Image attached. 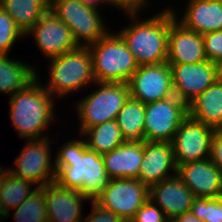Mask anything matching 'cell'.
Segmentation results:
<instances>
[{
	"mask_svg": "<svg viewBox=\"0 0 222 222\" xmlns=\"http://www.w3.org/2000/svg\"><path fill=\"white\" fill-rule=\"evenodd\" d=\"M130 222H170L159 206L150 199L135 213Z\"/></svg>",
	"mask_w": 222,
	"mask_h": 222,
	"instance_id": "cell-32",
	"label": "cell"
},
{
	"mask_svg": "<svg viewBox=\"0 0 222 222\" xmlns=\"http://www.w3.org/2000/svg\"><path fill=\"white\" fill-rule=\"evenodd\" d=\"M177 175V165L171 142L144 141V155L138 179L148 187Z\"/></svg>",
	"mask_w": 222,
	"mask_h": 222,
	"instance_id": "cell-17",
	"label": "cell"
},
{
	"mask_svg": "<svg viewBox=\"0 0 222 222\" xmlns=\"http://www.w3.org/2000/svg\"><path fill=\"white\" fill-rule=\"evenodd\" d=\"M209 159L222 173V131L221 130H215V133L212 138L211 152Z\"/></svg>",
	"mask_w": 222,
	"mask_h": 222,
	"instance_id": "cell-35",
	"label": "cell"
},
{
	"mask_svg": "<svg viewBox=\"0 0 222 222\" xmlns=\"http://www.w3.org/2000/svg\"><path fill=\"white\" fill-rule=\"evenodd\" d=\"M207 60L222 65V30L202 35Z\"/></svg>",
	"mask_w": 222,
	"mask_h": 222,
	"instance_id": "cell-31",
	"label": "cell"
},
{
	"mask_svg": "<svg viewBox=\"0 0 222 222\" xmlns=\"http://www.w3.org/2000/svg\"><path fill=\"white\" fill-rule=\"evenodd\" d=\"M177 176L191 190L194 197L222 196V173L210 159L177 165Z\"/></svg>",
	"mask_w": 222,
	"mask_h": 222,
	"instance_id": "cell-15",
	"label": "cell"
},
{
	"mask_svg": "<svg viewBox=\"0 0 222 222\" xmlns=\"http://www.w3.org/2000/svg\"><path fill=\"white\" fill-rule=\"evenodd\" d=\"M111 32L88 45L95 82L127 83L138 64L122 37Z\"/></svg>",
	"mask_w": 222,
	"mask_h": 222,
	"instance_id": "cell-5",
	"label": "cell"
},
{
	"mask_svg": "<svg viewBox=\"0 0 222 222\" xmlns=\"http://www.w3.org/2000/svg\"><path fill=\"white\" fill-rule=\"evenodd\" d=\"M144 155V141H125L109 153L102 155L110 179H136Z\"/></svg>",
	"mask_w": 222,
	"mask_h": 222,
	"instance_id": "cell-21",
	"label": "cell"
},
{
	"mask_svg": "<svg viewBox=\"0 0 222 222\" xmlns=\"http://www.w3.org/2000/svg\"><path fill=\"white\" fill-rule=\"evenodd\" d=\"M190 211L203 222H222V196L217 198L195 197Z\"/></svg>",
	"mask_w": 222,
	"mask_h": 222,
	"instance_id": "cell-29",
	"label": "cell"
},
{
	"mask_svg": "<svg viewBox=\"0 0 222 222\" xmlns=\"http://www.w3.org/2000/svg\"><path fill=\"white\" fill-rule=\"evenodd\" d=\"M58 149L54 157L55 182L94 201L110 180L102 155L87 148L85 137L65 141Z\"/></svg>",
	"mask_w": 222,
	"mask_h": 222,
	"instance_id": "cell-1",
	"label": "cell"
},
{
	"mask_svg": "<svg viewBox=\"0 0 222 222\" xmlns=\"http://www.w3.org/2000/svg\"><path fill=\"white\" fill-rule=\"evenodd\" d=\"M48 222H82L85 197L80 191L67 189L52 182L44 186Z\"/></svg>",
	"mask_w": 222,
	"mask_h": 222,
	"instance_id": "cell-16",
	"label": "cell"
},
{
	"mask_svg": "<svg viewBox=\"0 0 222 222\" xmlns=\"http://www.w3.org/2000/svg\"><path fill=\"white\" fill-rule=\"evenodd\" d=\"M92 210L83 218L82 222H126L123 218L110 211L102 209L94 201H91Z\"/></svg>",
	"mask_w": 222,
	"mask_h": 222,
	"instance_id": "cell-33",
	"label": "cell"
},
{
	"mask_svg": "<svg viewBox=\"0 0 222 222\" xmlns=\"http://www.w3.org/2000/svg\"><path fill=\"white\" fill-rule=\"evenodd\" d=\"M206 60L202 35L186 29L175 19L169 27L168 64L197 63Z\"/></svg>",
	"mask_w": 222,
	"mask_h": 222,
	"instance_id": "cell-19",
	"label": "cell"
},
{
	"mask_svg": "<svg viewBox=\"0 0 222 222\" xmlns=\"http://www.w3.org/2000/svg\"><path fill=\"white\" fill-rule=\"evenodd\" d=\"M79 1L81 3H83L84 5L93 7V8L98 9V10L102 6L104 7V6L110 5L108 0H79Z\"/></svg>",
	"mask_w": 222,
	"mask_h": 222,
	"instance_id": "cell-37",
	"label": "cell"
},
{
	"mask_svg": "<svg viewBox=\"0 0 222 222\" xmlns=\"http://www.w3.org/2000/svg\"><path fill=\"white\" fill-rule=\"evenodd\" d=\"M171 222H203L196 217L191 211L185 212L184 214L177 216Z\"/></svg>",
	"mask_w": 222,
	"mask_h": 222,
	"instance_id": "cell-36",
	"label": "cell"
},
{
	"mask_svg": "<svg viewBox=\"0 0 222 222\" xmlns=\"http://www.w3.org/2000/svg\"><path fill=\"white\" fill-rule=\"evenodd\" d=\"M93 86H97L96 90L78 100L75 105L80 121L77 129L79 135L90 127L116 120L120 109L130 97L128 83L95 82Z\"/></svg>",
	"mask_w": 222,
	"mask_h": 222,
	"instance_id": "cell-6",
	"label": "cell"
},
{
	"mask_svg": "<svg viewBox=\"0 0 222 222\" xmlns=\"http://www.w3.org/2000/svg\"><path fill=\"white\" fill-rule=\"evenodd\" d=\"M51 139L25 140L24 148L15 158L9 172L14 176L28 180L37 187H44L55 182V159H52ZM53 163V164H52Z\"/></svg>",
	"mask_w": 222,
	"mask_h": 222,
	"instance_id": "cell-8",
	"label": "cell"
},
{
	"mask_svg": "<svg viewBox=\"0 0 222 222\" xmlns=\"http://www.w3.org/2000/svg\"><path fill=\"white\" fill-rule=\"evenodd\" d=\"M15 222H48L44 187L37 188L17 208L13 209Z\"/></svg>",
	"mask_w": 222,
	"mask_h": 222,
	"instance_id": "cell-28",
	"label": "cell"
},
{
	"mask_svg": "<svg viewBox=\"0 0 222 222\" xmlns=\"http://www.w3.org/2000/svg\"><path fill=\"white\" fill-rule=\"evenodd\" d=\"M220 75H221V78H222V65H220Z\"/></svg>",
	"mask_w": 222,
	"mask_h": 222,
	"instance_id": "cell-39",
	"label": "cell"
},
{
	"mask_svg": "<svg viewBox=\"0 0 222 222\" xmlns=\"http://www.w3.org/2000/svg\"><path fill=\"white\" fill-rule=\"evenodd\" d=\"M149 200V187L138 179H110L94 200L102 209L117 214L126 222Z\"/></svg>",
	"mask_w": 222,
	"mask_h": 222,
	"instance_id": "cell-9",
	"label": "cell"
},
{
	"mask_svg": "<svg viewBox=\"0 0 222 222\" xmlns=\"http://www.w3.org/2000/svg\"><path fill=\"white\" fill-rule=\"evenodd\" d=\"M78 136L86 137L87 148L101 155L111 152L126 141L116 120L90 127Z\"/></svg>",
	"mask_w": 222,
	"mask_h": 222,
	"instance_id": "cell-26",
	"label": "cell"
},
{
	"mask_svg": "<svg viewBox=\"0 0 222 222\" xmlns=\"http://www.w3.org/2000/svg\"><path fill=\"white\" fill-rule=\"evenodd\" d=\"M174 94L187 106L220 75V65L206 60L197 63L169 64Z\"/></svg>",
	"mask_w": 222,
	"mask_h": 222,
	"instance_id": "cell-12",
	"label": "cell"
},
{
	"mask_svg": "<svg viewBox=\"0 0 222 222\" xmlns=\"http://www.w3.org/2000/svg\"><path fill=\"white\" fill-rule=\"evenodd\" d=\"M144 118L145 104L129 97L116 117L126 141H144Z\"/></svg>",
	"mask_w": 222,
	"mask_h": 222,
	"instance_id": "cell-27",
	"label": "cell"
},
{
	"mask_svg": "<svg viewBox=\"0 0 222 222\" xmlns=\"http://www.w3.org/2000/svg\"><path fill=\"white\" fill-rule=\"evenodd\" d=\"M48 69L49 82L43 86L55 99L62 97L63 100L73 92L83 91L85 87L95 83L92 56L88 46L81 45L49 59Z\"/></svg>",
	"mask_w": 222,
	"mask_h": 222,
	"instance_id": "cell-4",
	"label": "cell"
},
{
	"mask_svg": "<svg viewBox=\"0 0 222 222\" xmlns=\"http://www.w3.org/2000/svg\"><path fill=\"white\" fill-rule=\"evenodd\" d=\"M194 198L191 190L177 175L149 187V199L160 207L170 222L190 211Z\"/></svg>",
	"mask_w": 222,
	"mask_h": 222,
	"instance_id": "cell-18",
	"label": "cell"
},
{
	"mask_svg": "<svg viewBox=\"0 0 222 222\" xmlns=\"http://www.w3.org/2000/svg\"><path fill=\"white\" fill-rule=\"evenodd\" d=\"M40 74L26 88L9 97V119L21 140H38L49 137L45 131L55 117V98L39 81ZM47 134V136H46Z\"/></svg>",
	"mask_w": 222,
	"mask_h": 222,
	"instance_id": "cell-3",
	"label": "cell"
},
{
	"mask_svg": "<svg viewBox=\"0 0 222 222\" xmlns=\"http://www.w3.org/2000/svg\"><path fill=\"white\" fill-rule=\"evenodd\" d=\"M130 24L118 34L127 44L138 66L161 64L167 61L170 24L176 19L173 9L166 6L152 17L139 20L140 13H127Z\"/></svg>",
	"mask_w": 222,
	"mask_h": 222,
	"instance_id": "cell-2",
	"label": "cell"
},
{
	"mask_svg": "<svg viewBox=\"0 0 222 222\" xmlns=\"http://www.w3.org/2000/svg\"><path fill=\"white\" fill-rule=\"evenodd\" d=\"M49 11L70 28L79 46L97 42L111 31L107 29L100 10L79 0H49Z\"/></svg>",
	"mask_w": 222,
	"mask_h": 222,
	"instance_id": "cell-7",
	"label": "cell"
},
{
	"mask_svg": "<svg viewBox=\"0 0 222 222\" xmlns=\"http://www.w3.org/2000/svg\"><path fill=\"white\" fill-rule=\"evenodd\" d=\"M111 7L123 13H140L151 7V0H108ZM148 7V8H147ZM146 8V9H145ZM144 9V10H143Z\"/></svg>",
	"mask_w": 222,
	"mask_h": 222,
	"instance_id": "cell-34",
	"label": "cell"
},
{
	"mask_svg": "<svg viewBox=\"0 0 222 222\" xmlns=\"http://www.w3.org/2000/svg\"><path fill=\"white\" fill-rule=\"evenodd\" d=\"M130 97L147 104L175 96L168 62L138 66L129 81Z\"/></svg>",
	"mask_w": 222,
	"mask_h": 222,
	"instance_id": "cell-13",
	"label": "cell"
},
{
	"mask_svg": "<svg viewBox=\"0 0 222 222\" xmlns=\"http://www.w3.org/2000/svg\"><path fill=\"white\" fill-rule=\"evenodd\" d=\"M182 16L174 9L176 20L186 29L200 35L222 30V0H188Z\"/></svg>",
	"mask_w": 222,
	"mask_h": 222,
	"instance_id": "cell-20",
	"label": "cell"
},
{
	"mask_svg": "<svg viewBox=\"0 0 222 222\" xmlns=\"http://www.w3.org/2000/svg\"><path fill=\"white\" fill-rule=\"evenodd\" d=\"M0 6L25 35L49 10V0H0Z\"/></svg>",
	"mask_w": 222,
	"mask_h": 222,
	"instance_id": "cell-24",
	"label": "cell"
},
{
	"mask_svg": "<svg viewBox=\"0 0 222 222\" xmlns=\"http://www.w3.org/2000/svg\"><path fill=\"white\" fill-rule=\"evenodd\" d=\"M26 37H33L46 59L58 57L79 46L70 28L49 10L25 34Z\"/></svg>",
	"mask_w": 222,
	"mask_h": 222,
	"instance_id": "cell-14",
	"label": "cell"
},
{
	"mask_svg": "<svg viewBox=\"0 0 222 222\" xmlns=\"http://www.w3.org/2000/svg\"><path fill=\"white\" fill-rule=\"evenodd\" d=\"M8 172H9V167L4 168V166H0V191H1V186L4 181V178L6 177Z\"/></svg>",
	"mask_w": 222,
	"mask_h": 222,
	"instance_id": "cell-38",
	"label": "cell"
},
{
	"mask_svg": "<svg viewBox=\"0 0 222 222\" xmlns=\"http://www.w3.org/2000/svg\"><path fill=\"white\" fill-rule=\"evenodd\" d=\"M8 56L0 55V93L11 97L37 78V70L24 61Z\"/></svg>",
	"mask_w": 222,
	"mask_h": 222,
	"instance_id": "cell-23",
	"label": "cell"
},
{
	"mask_svg": "<svg viewBox=\"0 0 222 222\" xmlns=\"http://www.w3.org/2000/svg\"><path fill=\"white\" fill-rule=\"evenodd\" d=\"M215 130L188 115L171 141L176 165L209 159Z\"/></svg>",
	"mask_w": 222,
	"mask_h": 222,
	"instance_id": "cell-11",
	"label": "cell"
},
{
	"mask_svg": "<svg viewBox=\"0 0 222 222\" xmlns=\"http://www.w3.org/2000/svg\"><path fill=\"white\" fill-rule=\"evenodd\" d=\"M188 106L176 95L145 104L144 141L171 142Z\"/></svg>",
	"mask_w": 222,
	"mask_h": 222,
	"instance_id": "cell-10",
	"label": "cell"
},
{
	"mask_svg": "<svg viewBox=\"0 0 222 222\" xmlns=\"http://www.w3.org/2000/svg\"><path fill=\"white\" fill-rule=\"evenodd\" d=\"M188 115L216 130L221 129L222 78H219L188 105Z\"/></svg>",
	"mask_w": 222,
	"mask_h": 222,
	"instance_id": "cell-22",
	"label": "cell"
},
{
	"mask_svg": "<svg viewBox=\"0 0 222 222\" xmlns=\"http://www.w3.org/2000/svg\"><path fill=\"white\" fill-rule=\"evenodd\" d=\"M25 38L13 18L0 6V55H9L15 42ZM14 45V46H13Z\"/></svg>",
	"mask_w": 222,
	"mask_h": 222,
	"instance_id": "cell-30",
	"label": "cell"
},
{
	"mask_svg": "<svg viewBox=\"0 0 222 222\" xmlns=\"http://www.w3.org/2000/svg\"><path fill=\"white\" fill-rule=\"evenodd\" d=\"M37 188L39 187L35 186L34 183L8 172L0 191V222L8 219L11 216L10 211L17 208Z\"/></svg>",
	"mask_w": 222,
	"mask_h": 222,
	"instance_id": "cell-25",
	"label": "cell"
}]
</instances>
